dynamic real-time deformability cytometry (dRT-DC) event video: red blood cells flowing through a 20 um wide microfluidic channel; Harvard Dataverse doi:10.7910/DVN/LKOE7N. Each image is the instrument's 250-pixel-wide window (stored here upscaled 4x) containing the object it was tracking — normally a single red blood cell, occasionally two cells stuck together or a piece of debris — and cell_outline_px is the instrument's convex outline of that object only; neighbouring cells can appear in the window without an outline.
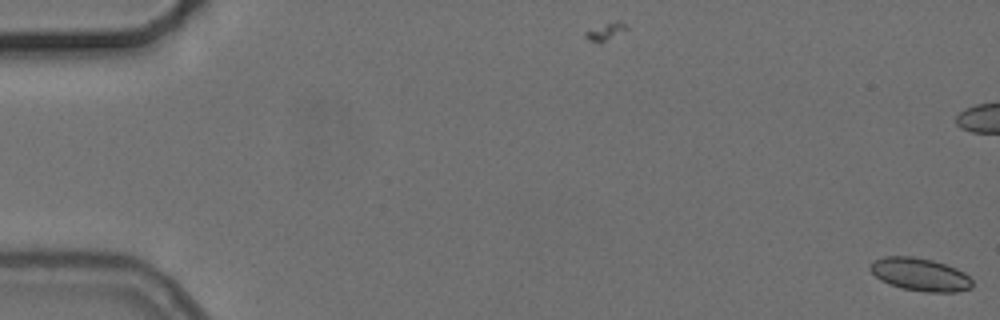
{"species": "common noctule bat (a hibernating species)", "species_latin": "Nyctalus noctula", "temperature_condition": "cold", "stored_images_in_passage": 2, "camera_frame_rate_fps": 3000, "um_per_image_px": 0.085, "animal": {"sex": "female", "body_mass_g": 24.6, "forearm_length_mm": 56.2}, "frame": {"image": 1, "passage_image": 2, "time_ms": 0.333, "image_size_px": [1000, 320], "cell_outline_px": [[972, 288], [956, 292], [924, 292], [900, 288], [888, 284], [880, 280], [868, 268], [868, 264], [884, 256], [912, 256], [932, 260], [956, 268], [964, 272], [972, 280]], "centroid_in_image_um": [78.19, 23.34], "position_along_channel_um": 6.8, "area_um2": 19.71}}